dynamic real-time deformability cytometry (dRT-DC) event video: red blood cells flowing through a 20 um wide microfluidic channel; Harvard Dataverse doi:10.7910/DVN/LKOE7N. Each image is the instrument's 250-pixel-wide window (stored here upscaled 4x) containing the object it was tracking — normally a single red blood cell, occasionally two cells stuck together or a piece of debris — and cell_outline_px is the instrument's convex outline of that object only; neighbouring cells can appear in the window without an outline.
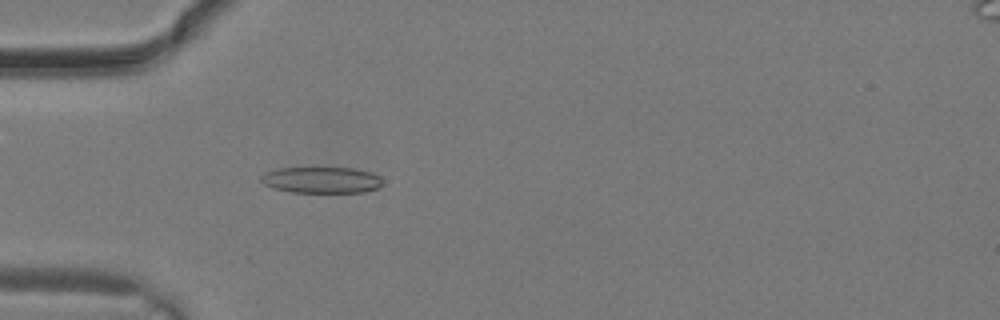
{"species": "common noctule bat (a hibernating species)", "species_latin": "Nyctalus noctula", "temperature_condition": "warm", "stored_images_in_passage": 4, "camera_frame_rate_fps": 3000, "um_per_image_px": 0.085, "animal": {"sex": "male", "body_mass_g": 19.2, "forearm_length_mm": 51.8}, "frame": {"image": 1, "passage_image": 2, "time_ms": 0.333, "image_size_px": [1000, 320], "cell_outline_px": [[380, 184], [376, 188], [364, 192], [292, 192], [272, 188], [264, 184], [260, 180], [260, 176], [264, 172], [276, 168], [356, 168], [372, 172], [380, 176]], "centroid_in_image_um": [27.28, 15.29], "position_along_channel_um": 57.7, "area_um2": 18.61}}
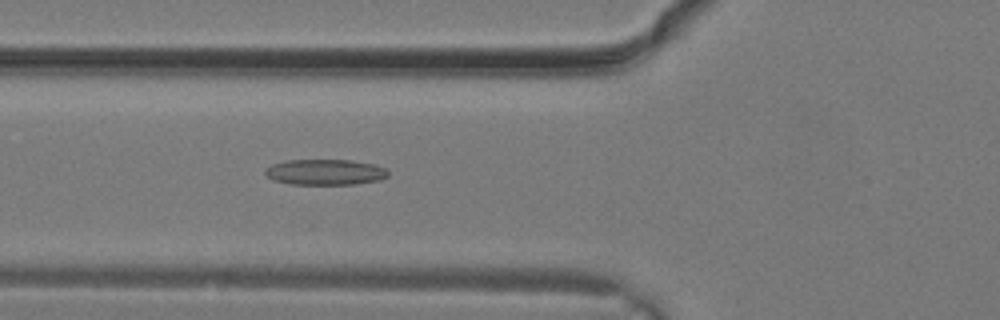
{"frame": {"image": 2, "passage_image": 4, "time_ms": 1.0, "image_size_px": [1000, 320], "cell_outline_px": [[388, 176], [380, 180], [356, 184], [292, 184], [272, 180], [264, 172], [264, 168], [272, 164], [288, 160], [348, 160], [372, 164], [384, 168], [388, 172]], "centroid_in_image_um": [27.61, 14.63], "position_along_channel_um": 98.2, "area_um2": 18.32}}